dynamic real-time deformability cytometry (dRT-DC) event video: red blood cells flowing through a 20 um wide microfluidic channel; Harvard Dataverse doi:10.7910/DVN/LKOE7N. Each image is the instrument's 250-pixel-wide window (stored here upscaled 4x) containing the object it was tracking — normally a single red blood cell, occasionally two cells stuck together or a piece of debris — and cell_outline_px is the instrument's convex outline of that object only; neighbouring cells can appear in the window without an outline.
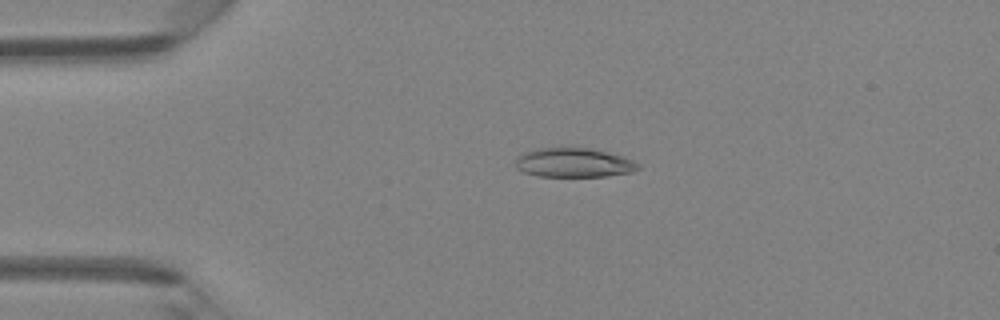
{"species": "Egyptian fruit bat (a non-hibernating species)", "species_latin": "Rousettus aegyptiacus", "temperature_condition": "room temperature", "stored_images_in_passage": 4, "camera_frame_rate_fps": 3000, "um_per_image_px": 0.085, "animal": {"sex": "female"}, "frame": {"image": 1, "passage_image": 3, "time_ms": 2.333, "image_size_px": [1000, 320], "cell_outline_px": [[640, 168], [632, 172], [604, 176], [536, 176], [524, 172], [516, 168], [516, 156], [524, 152], [536, 148], [592, 148], [624, 156], [640, 164]], "centroid_in_image_um": [48.77, 13.82], "position_along_channel_um": 36.2, "area_um2": 20.98}}